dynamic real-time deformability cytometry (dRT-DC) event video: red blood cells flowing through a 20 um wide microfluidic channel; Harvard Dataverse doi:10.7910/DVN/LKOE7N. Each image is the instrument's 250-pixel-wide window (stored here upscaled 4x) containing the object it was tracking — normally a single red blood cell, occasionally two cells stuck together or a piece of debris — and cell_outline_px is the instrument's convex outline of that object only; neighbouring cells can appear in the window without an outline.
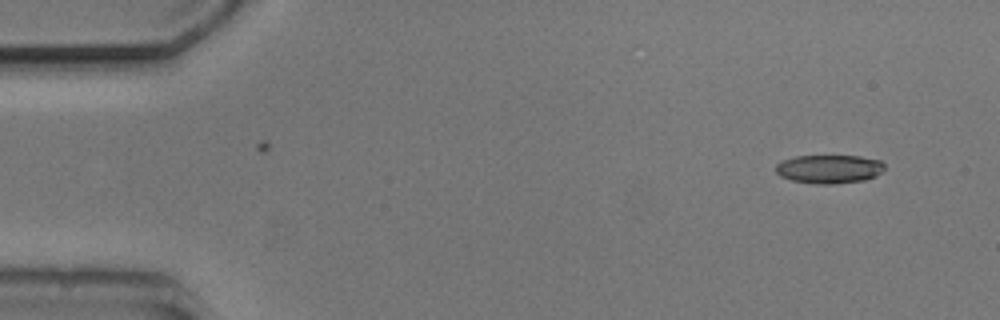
{"species": "common noctule bat (a hibernating species)", "species_latin": "Nyctalus noctula", "temperature_condition": "cold", "stored_images_in_passage": 4, "camera_frame_rate_fps": 3000, "um_per_image_px": 0.085, "animal": {"sex": "male", "body_mass_g": 20.5, "forearm_length_mm": 52.5}, "frame": {"image": 1, "passage_image": 1, "time_ms": 0.0, "image_size_px": [1000, 320], "cell_outline_px": [[884, 168], [876, 176], [864, 180], [832, 184], [816, 184], [792, 180], [780, 176], [776, 172], [776, 164], [784, 160], [796, 156], [860, 156], [880, 160], [884, 164]], "centroid_in_image_um": [70.48, 14.36], "position_along_channel_um": 14.5, "area_um2": 18.03}}
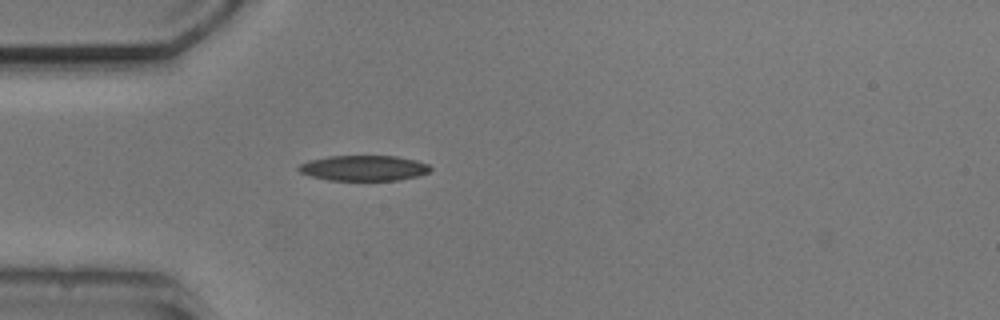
{"frame": {"image": 2, "passage_image": 4, "time_ms": 3.667, "image_size_px": [1000, 320], "cell_outline_px": [[432, 168], [428, 172], [416, 176], [396, 180], [328, 180], [312, 176], [300, 172], [296, 168], [300, 164], [308, 160], [328, 156], [396, 156], [416, 160], [428, 164]], "centroid_in_image_um": [30.89, 14.28], "position_along_channel_um": 54.1, "area_um2": 19.42}}